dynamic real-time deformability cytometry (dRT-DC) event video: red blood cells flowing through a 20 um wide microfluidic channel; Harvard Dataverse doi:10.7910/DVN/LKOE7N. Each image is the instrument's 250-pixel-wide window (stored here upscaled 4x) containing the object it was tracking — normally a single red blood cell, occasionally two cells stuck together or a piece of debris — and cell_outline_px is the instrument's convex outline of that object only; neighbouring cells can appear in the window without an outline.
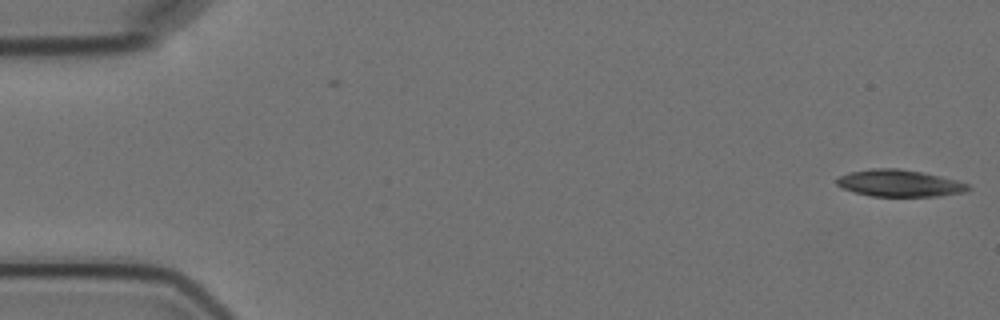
{"species": "Egyptian fruit bat (a non-hibernating species)", "species_latin": "Rousettus aegyptiacus", "temperature_condition": "cold", "stored_images_in_passage": 6, "camera_frame_rate_fps": 3000, "um_per_image_px": 0.085, "animal": {"sex": "female"}, "frame": {"image": 1, "passage_image": 1, "time_ms": 0.0, "image_size_px": [1000, 320], "cell_outline_px": [[972, 188], [964, 192], [940, 196], [872, 196], [856, 192], [844, 188], [836, 184], [836, 180], [840, 176], [848, 172], [872, 168], [900, 168], [924, 172], [956, 180], [968, 184]], "centroid_in_image_um": [76.47, 15.56], "position_along_channel_um": 8.5, "area_um2": 20.58}}
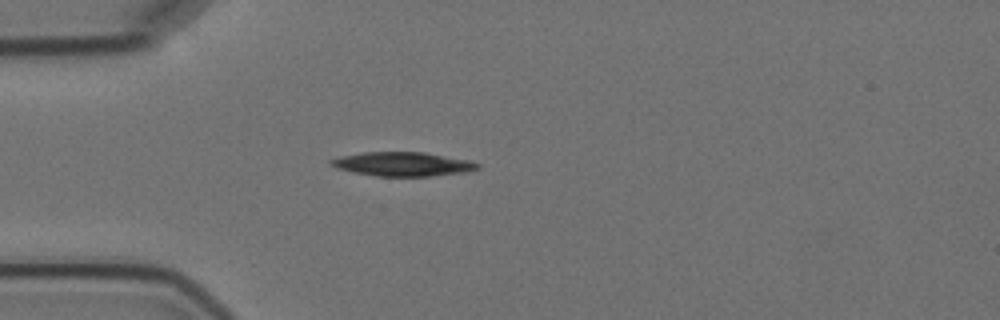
{"frame": {"image": 2, "passage_image": 5, "time_ms": 4.667, "image_size_px": [1000, 320], "cell_outline_px": [[480, 168], [468, 172], [432, 176], [376, 176], [336, 168], [328, 160], [340, 156], [364, 152], [424, 152], [468, 160], [480, 164]], "centroid_in_image_um": [34.27, 13.95], "position_along_channel_um": 50.7, "area_um2": 20.46}}